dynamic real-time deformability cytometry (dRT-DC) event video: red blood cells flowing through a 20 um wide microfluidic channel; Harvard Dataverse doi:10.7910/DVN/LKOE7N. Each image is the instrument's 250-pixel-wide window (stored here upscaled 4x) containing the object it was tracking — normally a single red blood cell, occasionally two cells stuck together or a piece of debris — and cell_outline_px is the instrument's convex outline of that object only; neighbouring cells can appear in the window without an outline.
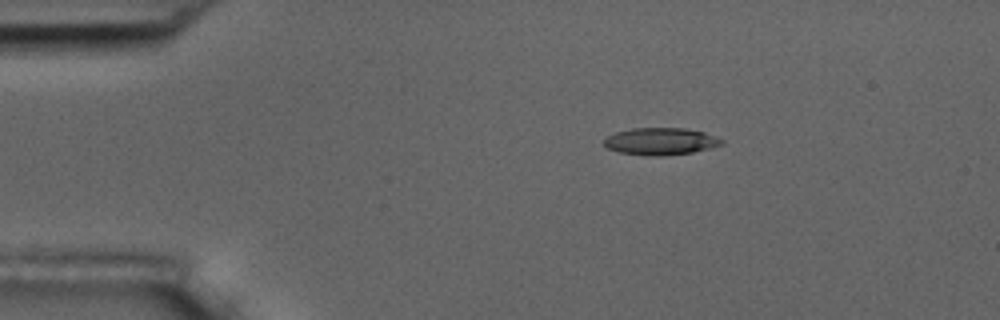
{"species": "common noctule bat (a hibernating species)", "species_latin": "Nyctalus noctula", "temperature_condition": "room temperature", "stored_images_in_passage": 4, "camera_frame_rate_fps": 3000, "um_per_image_px": 0.085, "animal": {"sex": "male", "body_mass_g": 17.5, "forearm_length_mm": 52.3}, "frame": {"image": 1, "passage_image": 3, "time_ms": 2.333, "image_size_px": [1000, 320], "cell_outline_px": [[724, 144], [712, 148], [692, 152], [664, 156], [648, 156], [620, 152], [608, 148], [604, 144], [604, 140], [608, 136], [616, 132], [632, 128], [684, 128], [704, 132], [724, 140]], "centroid_in_image_um": [56.18, 12.02], "position_along_channel_um": 28.8, "area_um2": 18.61}}